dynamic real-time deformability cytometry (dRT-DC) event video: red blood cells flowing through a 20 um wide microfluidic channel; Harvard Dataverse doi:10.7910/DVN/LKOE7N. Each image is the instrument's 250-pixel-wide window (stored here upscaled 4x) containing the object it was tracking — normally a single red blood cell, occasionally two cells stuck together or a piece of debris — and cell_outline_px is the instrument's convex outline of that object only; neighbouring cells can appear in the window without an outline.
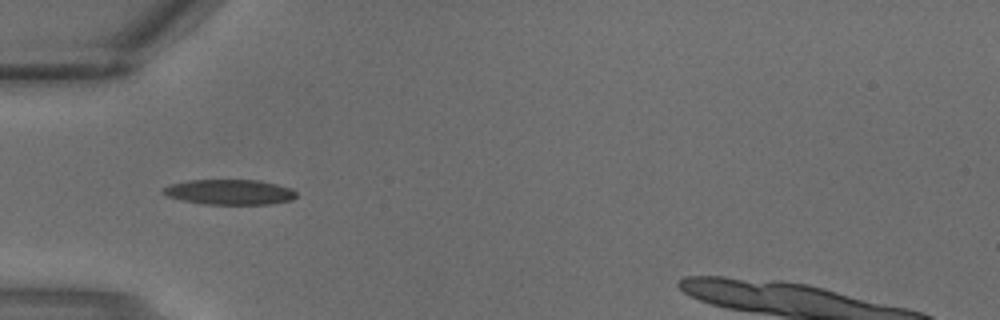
{"species": "common noctule bat (a hibernating species)", "species_latin": "Nyctalus noctula", "temperature_condition": "warm", "stored_images_in_passage": 2, "camera_frame_rate_fps": 3000, "um_per_image_px": 0.085, "animal": {"sex": "male", "body_mass_g": 18.8}, "frame": {"image": 1, "passage_image": 1, "time_ms": 0.0, "image_size_px": [1000, 320], "cell_outline_px": [[296, 196], [292, 200], [268, 204], [204, 204], [184, 200], [168, 196], [160, 192], [160, 188], [168, 184], [188, 180], [260, 180], [292, 188], [296, 192]], "centroid_in_image_um": [19.48, 16.31], "position_along_channel_um": 65.5, "area_um2": 19.65}}